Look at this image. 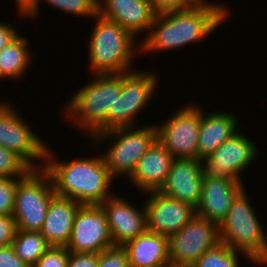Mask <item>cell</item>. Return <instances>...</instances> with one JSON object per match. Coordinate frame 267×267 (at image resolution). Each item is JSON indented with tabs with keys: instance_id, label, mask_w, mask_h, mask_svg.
Masks as SVG:
<instances>
[{
	"instance_id": "cell-26",
	"label": "cell",
	"mask_w": 267,
	"mask_h": 267,
	"mask_svg": "<svg viewBox=\"0 0 267 267\" xmlns=\"http://www.w3.org/2000/svg\"><path fill=\"white\" fill-rule=\"evenodd\" d=\"M38 1V7L28 16L29 18H36L40 10V2ZM50 6L61 10L68 14H73L76 17H92L94 18L98 14V1L97 0H45Z\"/></svg>"
},
{
	"instance_id": "cell-21",
	"label": "cell",
	"mask_w": 267,
	"mask_h": 267,
	"mask_svg": "<svg viewBox=\"0 0 267 267\" xmlns=\"http://www.w3.org/2000/svg\"><path fill=\"white\" fill-rule=\"evenodd\" d=\"M80 206L81 204L66 197L57 195L52 197L40 230L50 246L66 247L76 212Z\"/></svg>"
},
{
	"instance_id": "cell-13",
	"label": "cell",
	"mask_w": 267,
	"mask_h": 267,
	"mask_svg": "<svg viewBox=\"0 0 267 267\" xmlns=\"http://www.w3.org/2000/svg\"><path fill=\"white\" fill-rule=\"evenodd\" d=\"M107 217L101 205H81L75 215L66 248L75 253H97L113 247Z\"/></svg>"
},
{
	"instance_id": "cell-8",
	"label": "cell",
	"mask_w": 267,
	"mask_h": 267,
	"mask_svg": "<svg viewBox=\"0 0 267 267\" xmlns=\"http://www.w3.org/2000/svg\"><path fill=\"white\" fill-rule=\"evenodd\" d=\"M158 81V74L151 71L121 73V89L116 93L114 112H108L107 131L136 126L137 115L156 95Z\"/></svg>"
},
{
	"instance_id": "cell-31",
	"label": "cell",
	"mask_w": 267,
	"mask_h": 267,
	"mask_svg": "<svg viewBox=\"0 0 267 267\" xmlns=\"http://www.w3.org/2000/svg\"><path fill=\"white\" fill-rule=\"evenodd\" d=\"M156 14L188 10L196 4L192 0H148Z\"/></svg>"
},
{
	"instance_id": "cell-24",
	"label": "cell",
	"mask_w": 267,
	"mask_h": 267,
	"mask_svg": "<svg viewBox=\"0 0 267 267\" xmlns=\"http://www.w3.org/2000/svg\"><path fill=\"white\" fill-rule=\"evenodd\" d=\"M11 246L15 254L29 267H33L50 247L39 231L23 230H17Z\"/></svg>"
},
{
	"instance_id": "cell-6",
	"label": "cell",
	"mask_w": 267,
	"mask_h": 267,
	"mask_svg": "<svg viewBox=\"0 0 267 267\" xmlns=\"http://www.w3.org/2000/svg\"><path fill=\"white\" fill-rule=\"evenodd\" d=\"M91 138L97 145L107 141L108 138H114L115 141L110 144L102 157L113 179L120 176H127L129 179L139 159L157 140V128L155 124H148L142 128L137 126L116 128L93 135Z\"/></svg>"
},
{
	"instance_id": "cell-34",
	"label": "cell",
	"mask_w": 267,
	"mask_h": 267,
	"mask_svg": "<svg viewBox=\"0 0 267 267\" xmlns=\"http://www.w3.org/2000/svg\"><path fill=\"white\" fill-rule=\"evenodd\" d=\"M0 267H29L14 252L11 245L0 250Z\"/></svg>"
},
{
	"instance_id": "cell-27",
	"label": "cell",
	"mask_w": 267,
	"mask_h": 267,
	"mask_svg": "<svg viewBox=\"0 0 267 267\" xmlns=\"http://www.w3.org/2000/svg\"><path fill=\"white\" fill-rule=\"evenodd\" d=\"M32 170L17 153L0 145V178H23Z\"/></svg>"
},
{
	"instance_id": "cell-25",
	"label": "cell",
	"mask_w": 267,
	"mask_h": 267,
	"mask_svg": "<svg viewBox=\"0 0 267 267\" xmlns=\"http://www.w3.org/2000/svg\"><path fill=\"white\" fill-rule=\"evenodd\" d=\"M246 257L255 264L246 254L231 249L228 245L219 243L216 247L206 251L194 264V267H240L239 255Z\"/></svg>"
},
{
	"instance_id": "cell-11",
	"label": "cell",
	"mask_w": 267,
	"mask_h": 267,
	"mask_svg": "<svg viewBox=\"0 0 267 267\" xmlns=\"http://www.w3.org/2000/svg\"><path fill=\"white\" fill-rule=\"evenodd\" d=\"M219 243V225L196 214L188 224L168 236L170 265H193Z\"/></svg>"
},
{
	"instance_id": "cell-35",
	"label": "cell",
	"mask_w": 267,
	"mask_h": 267,
	"mask_svg": "<svg viewBox=\"0 0 267 267\" xmlns=\"http://www.w3.org/2000/svg\"><path fill=\"white\" fill-rule=\"evenodd\" d=\"M13 24L0 21V50L13 43L21 34Z\"/></svg>"
},
{
	"instance_id": "cell-3",
	"label": "cell",
	"mask_w": 267,
	"mask_h": 267,
	"mask_svg": "<svg viewBox=\"0 0 267 267\" xmlns=\"http://www.w3.org/2000/svg\"><path fill=\"white\" fill-rule=\"evenodd\" d=\"M92 77L93 80L77 89L64 107L66 119L73 120L76 128L91 137L107 131V115L114 112L116 93L121 89V73Z\"/></svg>"
},
{
	"instance_id": "cell-37",
	"label": "cell",
	"mask_w": 267,
	"mask_h": 267,
	"mask_svg": "<svg viewBox=\"0 0 267 267\" xmlns=\"http://www.w3.org/2000/svg\"><path fill=\"white\" fill-rule=\"evenodd\" d=\"M196 5H205V6H210V7H213L217 10H219L226 18L229 17V8L225 6V4L223 5L222 3H211L208 0H192Z\"/></svg>"
},
{
	"instance_id": "cell-2",
	"label": "cell",
	"mask_w": 267,
	"mask_h": 267,
	"mask_svg": "<svg viewBox=\"0 0 267 267\" xmlns=\"http://www.w3.org/2000/svg\"><path fill=\"white\" fill-rule=\"evenodd\" d=\"M227 18L217 9L196 5L188 10L156 14L147 36L140 41L141 54L177 50L205 40Z\"/></svg>"
},
{
	"instance_id": "cell-9",
	"label": "cell",
	"mask_w": 267,
	"mask_h": 267,
	"mask_svg": "<svg viewBox=\"0 0 267 267\" xmlns=\"http://www.w3.org/2000/svg\"><path fill=\"white\" fill-rule=\"evenodd\" d=\"M9 103L0 101V145L17 153L33 169H43L47 143L30 129L23 116Z\"/></svg>"
},
{
	"instance_id": "cell-10",
	"label": "cell",
	"mask_w": 267,
	"mask_h": 267,
	"mask_svg": "<svg viewBox=\"0 0 267 267\" xmlns=\"http://www.w3.org/2000/svg\"><path fill=\"white\" fill-rule=\"evenodd\" d=\"M186 105L165 122L156 124L157 140L175 159H197L202 107L194 103Z\"/></svg>"
},
{
	"instance_id": "cell-19",
	"label": "cell",
	"mask_w": 267,
	"mask_h": 267,
	"mask_svg": "<svg viewBox=\"0 0 267 267\" xmlns=\"http://www.w3.org/2000/svg\"><path fill=\"white\" fill-rule=\"evenodd\" d=\"M174 159L156 140L139 159L129 180L143 193L159 191L166 181Z\"/></svg>"
},
{
	"instance_id": "cell-7",
	"label": "cell",
	"mask_w": 267,
	"mask_h": 267,
	"mask_svg": "<svg viewBox=\"0 0 267 267\" xmlns=\"http://www.w3.org/2000/svg\"><path fill=\"white\" fill-rule=\"evenodd\" d=\"M55 195L51 176L44 169H33L17 182L12 216L18 230H41L50 200Z\"/></svg>"
},
{
	"instance_id": "cell-12",
	"label": "cell",
	"mask_w": 267,
	"mask_h": 267,
	"mask_svg": "<svg viewBox=\"0 0 267 267\" xmlns=\"http://www.w3.org/2000/svg\"><path fill=\"white\" fill-rule=\"evenodd\" d=\"M257 148L252 138L237 131L202 161L204 174L209 178L243 182L241 175L257 158Z\"/></svg>"
},
{
	"instance_id": "cell-15",
	"label": "cell",
	"mask_w": 267,
	"mask_h": 267,
	"mask_svg": "<svg viewBox=\"0 0 267 267\" xmlns=\"http://www.w3.org/2000/svg\"><path fill=\"white\" fill-rule=\"evenodd\" d=\"M203 162L199 159H174L164 185L159 190L166 196L198 208L202 182Z\"/></svg>"
},
{
	"instance_id": "cell-28",
	"label": "cell",
	"mask_w": 267,
	"mask_h": 267,
	"mask_svg": "<svg viewBox=\"0 0 267 267\" xmlns=\"http://www.w3.org/2000/svg\"><path fill=\"white\" fill-rule=\"evenodd\" d=\"M21 178H0V216L12 215L17 182Z\"/></svg>"
},
{
	"instance_id": "cell-20",
	"label": "cell",
	"mask_w": 267,
	"mask_h": 267,
	"mask_svg": "<svg viewBox=\"0 0 267 267\" xmlns=\"http://www.w3.org/2000/svg\"><path fill=\"white\" fill-rule=\"evenodd\" d=\"M238 117L226 111L205 114L202 109L197 142V159L203 161L239 129Z\"/></svg>"
},
{
	"instance_id": "cell-17",
	"label": "cell",
	"mask_w": 267,
	"mask_h": 267,
	"mask_svg": "<svg viewBox=\"0 0 267 267\" xmlns=\"http://www.w3.org/2000/svg\"><path fill=\"white\" fill-rule=\"evenodd\" d=\"M98 13L119 24L135 38L142 32L147 35L156 17L148 0H101Z\"/></svg>"
},
{
	"instance_id": "cell-32",
	"label": "cell",
	"mask_w": 267,
	"mask_h": 267,
	"mask_svg": "<svg viewBox=\"0 0 267 267\" xmlns=\"http://www.w3.org/2000/svg\"><path fill=\"white\" fill-rule=\"evenodd\" d=\"M17 224L12 215L0 216V245L9 246L12 244L17 233Z\"/></svg>"
},
{
	"instance_id": "cell-23",
	"label": "cell",
	"mask_w": 267,
	"mask_h": 267,
	"mask_svg": "<svg viewBox=\"0 0 267 267\" xmlns=\"http://www.w3.org/2000/svg\"><path fill=\"white\" fill-rule=\"evenodd\" d=\"M29 42L27 37L20 35L13 43L0 50V79L19 80L25 75L32 61Z\"/></svg>"
},
{
	"instance_id": "cell-29",
	"label": "cell",
	"mask_w": 267,
	"mask_h": 267,
	"mask_svg": "<svg viewBox=\"0 0 267 267\" xmlns=\"http://www.w3.org/2000/svg\"><path fill=\"white\" fill-rule=\"evenodd\" d=\"M98 267H129L127 251L122 246H113L98 254Z\"/></svg>"
},
{
	"instance_id": "cell-1",
	"label": "cell",
	"mask_w": 267,
	"mask_h": 267,
	"mask_svg": "<svg viewBox=\"0 0 267 267\" xmlns=\"http://www.w3.org/2000/svg\"><path fill=\"white\" fill-rule=\"evenodd\" d=\"M51 149L48 145L43 169L51 176L55 195L81 205H101L113 195L109 188L114 179L102 156L64 162L59 161Z\"/></svg>"
},
{
	"instance_id": "cell-16",
	"label": "cell",
	"mask_w": 267,
	"mask_h": 267,
	"mask_svg": "<svg viewBox=\"0 0 267 267\" xmlns=\"http://www.w3.org/2000/svg\"><path fill=\"white\" fill-rule=\"evenodd\" d=\"M113 194L107 198L101 207L104 210L108 228L114 246H123L127 241L136 238L147 230L146 212L134 207L126 199Z\"/></svg>"
},
{
	"instance_id": "cell-30",
	"label": "cell",
	"mask_w": 267,
	"mask_h": 267,
	"mask_svg": "<svg viewBox=\"0 0 267 267\" xmlns=\"http://www.w3.org/2000/svg\"><path fill=\"white\" fill-rule=\"evenodd\" d=\"M68 259L66 247L50 246L33 267H66Z\"/></svg>"
},
{
	"instance_id": "cell-36",
	"label": "cell",
	"mask_w": 267,
	"mask_h": 267,
	"mask_svg": "<svg viewBox=\"0 0 267 267\" xmlns=\"http://www.w3.org/2000/svg\"><path fill=\"white\" fill-rule=\"evenodd\" d=\"M39 0H16L18 16L27 17L38 7Z\"/></svg>"
},
{
	"instance_id": "cell-33",
	"label": "cell",
	"mask_w": 267,
	"mask_h": 267,
	"mask_svg": "<svg viewBox=\"0 0 267 267\" xmlns=\"http://www.w3.org/2000/svg\"><path fill=\"white\" fill-rule=\"evenodd\" d=\"M66 267H98V254L69 251V259Z\"/></svg>"
},
{
	"instance_id": "cell-4",
	"label": "cell",
	"mask_w": 267,
	"mask_h": 267,
	"mask_svg": "<svg viewBox=\"0 0 267 267\" xmlns=\"http://www.w3.org/2000/svg\"><path fill=\"white\" fill-rule=\"evenodd\" d=\"M94 18L96 25L92 27L87 44L88 63L93 71L92 75L132 71V59L136 52H141V45H137L138 39L119 24L104 18L99 13Z\"/></svg>"
},
{
	"instance_id": "cell-14",
	"label": "cell",
	"mask_w": 267,
	"mask_h": 267,
	"mask_svg": "<svg viewBox=\"0 0 267 267\" xmlns=\"http://www.w3.org/2000/svg\"><path fill=\"white\" fill-rule=\"evenodd\" d=\"M145 194L149 196L144 204L148 231L169 236L188 224L197 214L196 208L160 191Z\"/></svg>"
},
{
	"instance_id": "cell-38",
	"label": "cell",
	"mask_w": 267,
	"mask_h": 267,
	"mask_svg": "<svg viewBox=\"0 0 267 267\" xmlns=\"http://www.w3.org/2000/svg\"><path fill=\"white\" fill-rule=\"evenodd\" d=\"M169 267H194L193 265H170Z\"/></svg>"
},
{
	"instance_id": "cell-18",
	"label": "cell",
	"mask_w": 267,
	"mask_h": 267,
	"mask_svg": "<svg viewBox=\"0 0 267 267\" xmlns=\"http://www.w3.org/2000/svg\"><path fill=\"white\" fill-rule=\"evenodd\" d=\"M243 184L228 178H209L204 174L197 215L220 225L234 198L244 188Z\"/></svg>"
},
{
	"instance_id": "cell-5",
	"label": "cell",
	"mask_w": 267,
	"mask_h": 267,
	"mask_svg": "<svg viewBox=\"0 0 267 267\" xmlns=\"http://www.w3.org/2000/svg\"><path fill=\"white\" fill-rule=\"evenodd\" d=\"M243 188L219 225L220 241L246 254L256 265L267 266V234Z\"/></svg>"
},
{
	"instance_id": "cell-22",
	"label": "cell",
	"mask_w": 267,
	"mask_h": 267,
	"mask_svg": "<svg viewBox=\"0 0 267 267\" xmlns=\"http://www.w3.org/2000/svg\"><path fill=\"white\" fill-rule=\"evenodd\" d=\"M128 254L129 266L169 267L168 236L146 230L122 246Z\"/></svg>"
}]
</instances>
